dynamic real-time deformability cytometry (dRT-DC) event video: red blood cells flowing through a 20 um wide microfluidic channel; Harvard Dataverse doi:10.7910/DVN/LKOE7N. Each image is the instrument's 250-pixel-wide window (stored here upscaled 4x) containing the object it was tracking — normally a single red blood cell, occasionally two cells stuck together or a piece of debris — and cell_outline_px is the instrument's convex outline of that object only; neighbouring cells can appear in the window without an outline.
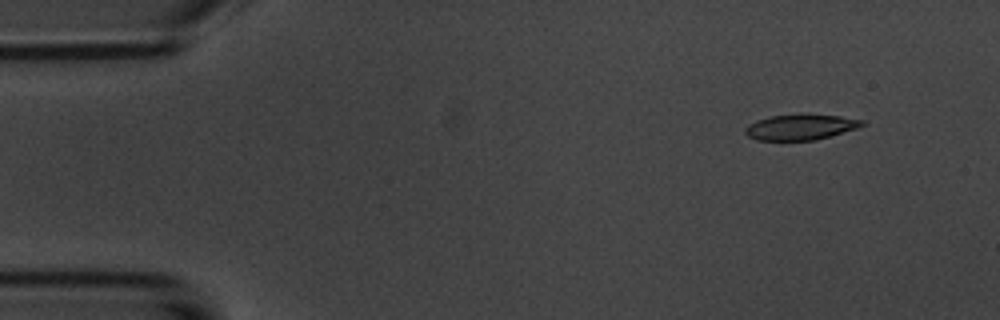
{"species": "common noctule bat (a hibernating species)", "species_latin": "Nyctalus noctula", "temperature_condition": "room temperature", "stored_images_in_passage": 4, "camera_frame_rate_fps": 3000, "um_per_image_px": 0.085, "animal": {"sex": "male", "body_mass_g": 20.1, "forearm_length_mm": 53.5}, "frame": {"image": 1, "passage_image": 1, "time_ms": 0.0, "image_size_px": [1000, 320], "cell_outline_px": [[864, 124], [856, 128], [816, 140], [756, 140], [748, 136], [744, 132], [744, 128], [748, 124], [756, 120], [772, 116], [804, 112], [808, 112], [840, 116], [864, 120]], "centroid_in_image_um": [68.02, 10.77], "position_along_channel_um": 17.0, "area_um2": 17.8}}
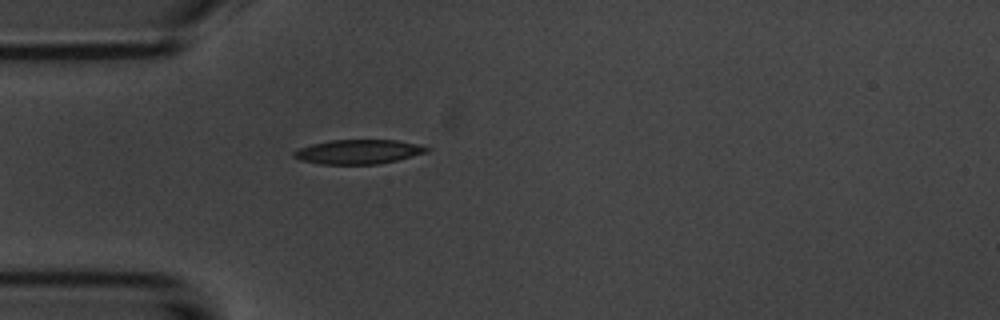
{"frame": {"image": 2, "passage_image": 4, "time_ms": 3.333, "image_size_px": [1000, 320], "cell_outline_px": [[432, 148], [428, 152], [396, 160], [376, 164], [320, 164], [300, 160], [292, 156], [292, 152], [300, 148], [312, 144], [332, 140], [396, 140], [416, 144]], "centroid_in_image_um": [30.45, 12.9], "position_along_channel_um": 54.6, "area_um2": 18.73}}